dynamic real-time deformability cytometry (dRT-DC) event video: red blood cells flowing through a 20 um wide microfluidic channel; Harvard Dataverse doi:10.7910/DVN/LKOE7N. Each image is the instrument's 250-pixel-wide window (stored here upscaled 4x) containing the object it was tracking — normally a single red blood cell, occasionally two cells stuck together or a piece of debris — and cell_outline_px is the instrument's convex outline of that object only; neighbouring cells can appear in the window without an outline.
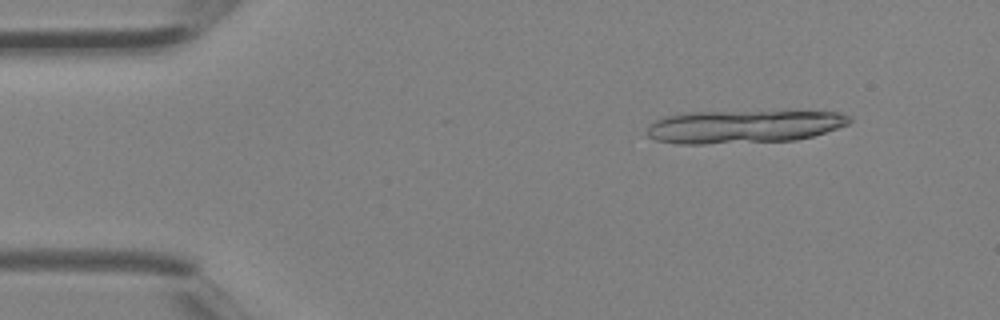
{"species": "Egyptian fruit bat (a non-hibernating species)", "species_latin": "Rousettus aegyptiacus", "temperature_condition": "room temperature", "stored_images_in_passage": 5, "segment_of_instrument_passage": [1, 2], "camera_frame_rate_fps": 3000, "um_per_image_px": 0.085, "animal": {"sex": "female"}, "frame": {"image": 1, "passage_image": 2, "time_ms": 0.333, "image_size_px": [1000, 320], "cell_outline_px": [[852, 120], [848, 124], [812, 136], [796, 140], [704, 144], [676, 144], [656, 140], [648, 136], [648, 124], [664, 116], [680, 112], [840, 112], [852, 116]], "centroid_in_image_um": [63.15, 10.76], "position_along_channel_um": 21.8, "area_um2": 38.9}}